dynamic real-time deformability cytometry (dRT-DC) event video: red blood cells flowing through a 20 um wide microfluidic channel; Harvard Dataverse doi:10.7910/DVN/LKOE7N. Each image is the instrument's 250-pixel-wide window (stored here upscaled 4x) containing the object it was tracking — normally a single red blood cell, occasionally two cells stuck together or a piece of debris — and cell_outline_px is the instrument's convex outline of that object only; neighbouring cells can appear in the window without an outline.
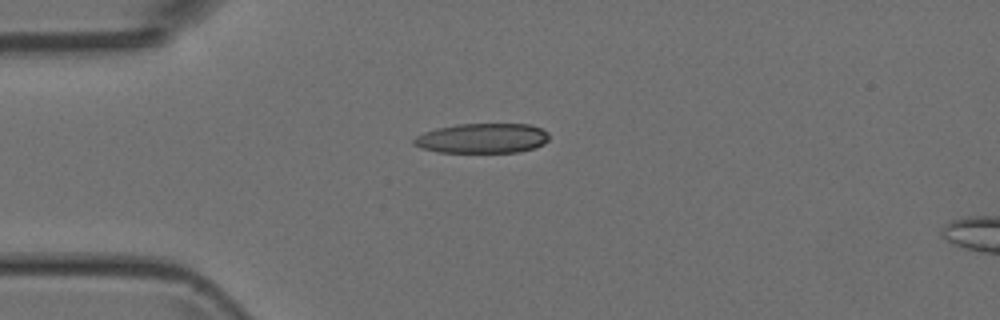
{"species": "Egyptian fruit bat (a non-hibernating species)", "species_latin": "Rousettus aegyptiacus", "temperature_condition": "room temperature", "stored_images_in_passage": 4, "camera_frame_rate_fps": 3000, "um_per_image_px": 0.085, "animal": {"sex": "female"}, "frame": {"image": 1, "passage_image": 3, "time_ms": 2.333, "image_size_px": [1000, 320], "cell_outline_px": [[548, 140], [544, 144], [536, 148], [516, 152], [436, 152], [420, 148], [412, 144], [412, 140], [416, 136], [424, 132], [436, 128], [460, 124], [532, 124], [548, 132]], "centroid_in_image_um": [40.99, 11.75], "position_along_channel_um": 44.0, "area_um2": 23.7}}